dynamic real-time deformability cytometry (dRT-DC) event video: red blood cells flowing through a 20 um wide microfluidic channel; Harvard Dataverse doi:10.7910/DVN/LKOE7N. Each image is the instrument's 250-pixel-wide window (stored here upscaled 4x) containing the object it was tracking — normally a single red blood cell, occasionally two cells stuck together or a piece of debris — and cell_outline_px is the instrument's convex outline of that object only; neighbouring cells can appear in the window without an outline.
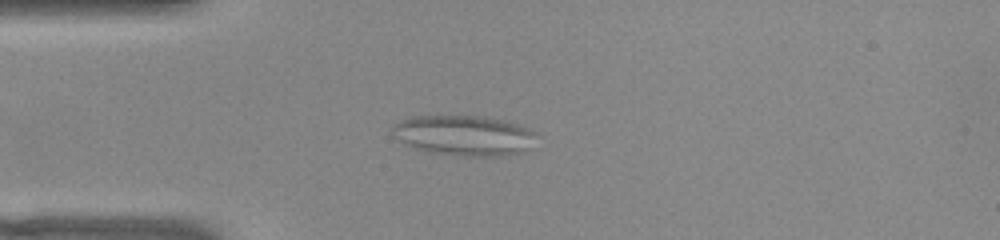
{"species": "common noctule bat (a hibernating species)", "species_latin": "Nyctalus noctula", "temperature_condition": "warm", "stored_images_in_passage": 45, "camera_frame_rate_fps": 3000, "um_per_image_px": 0.085, "animal": {"sex": "female", "body_mass_g": 22.0, "forearm_length_mm": 56.7}, "frame": {"image": 1, "passage_image": 6, "time_ms": 1.667, "image_size_px": [1000, 240], "cell_outline_px": [[536, 132], [524, 152], [504, 156], [460, 156], [428, 152], [404, 144], [392, 136], [392, 124], [412, 116], [484, 116], [516, 124], [528, 128]], "centroid_in_image_um": [39.36, 11.52], "position_along_channel_um": 45.6, "area_um2": 33.7}}
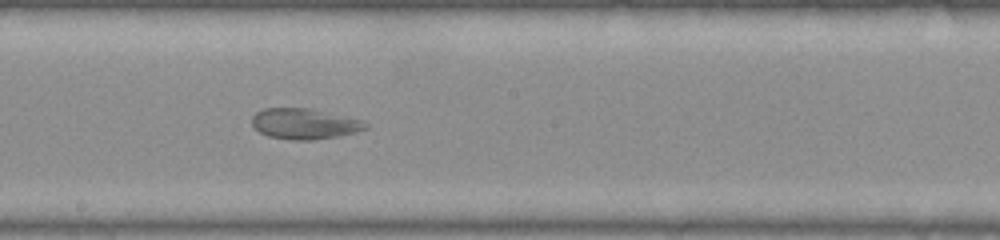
{"frame": {"image": 2, "passage_image": 21, "time_ms": 6.667, "image_size_px": [1000, 240], "cell_outline_px": [[368, 128], [356, 132], [340, 136], [312, 140], [292, 140], [268, 136], [260, 132], [252, 124], [252, 116], [256, 112], [264, 108], [308, 108], [348, 116], [364, 120], [368, 124]], "centroid_in_image_um": [25.92, 10.52], "position_along_channel_um": 222.3, "area_um2": 20.46}}
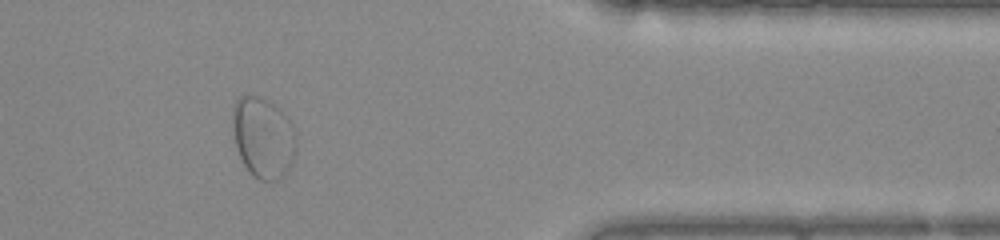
{"frame": {"image": 3, "passage_image": 36, "time_ms": 11.667, "image_size_px": [1000, 240], "cell_outline_px": [[296, 152], [284, 176], [280, 180], [260, 180], [252, 176], [248, 172], [236, 148], [232, 128], [232, 112], [236, 100], [240, 96], [260, 96], [268, 100], [280, 108], [284, 112], [292, 124], [296, 144]], "centroid_in_image_um": [22.36, 11.69], "position_along_channel_um": 389.0, "area_um2": 30.23}}